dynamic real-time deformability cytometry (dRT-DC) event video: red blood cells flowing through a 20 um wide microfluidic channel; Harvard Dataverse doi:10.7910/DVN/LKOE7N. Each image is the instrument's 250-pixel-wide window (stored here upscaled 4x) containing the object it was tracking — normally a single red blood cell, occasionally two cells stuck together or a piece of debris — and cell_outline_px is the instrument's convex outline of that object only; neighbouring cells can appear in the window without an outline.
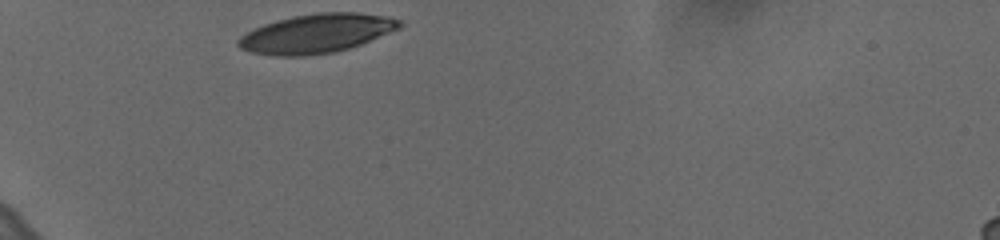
{"species": "human", "species_latin": "Homo sapiens", "temperature_condition": "cold", "stored_images_in_passage": 15, "camera_frame_rate_fps": 3000, "um_per_image_px": 0.085, "donor": {"sex": "female"}, "frame": {"image": 1, "passage_image": 1, "time_ms": 0.0, "image_size_px": [1000, 240], "cell_outline_px": [[404, 24], [400, 28], [360, 44], [348, 48], [332, 52], [304, 56], [276, 56], [252, 52], [240, 48], [236, 44], [236, 40], [244, 32], [252, 28], [276, 20], [292, 16], [320, 12], [360, 12], [388, 16], [400, 20]], "centroid_in_image_um": [26.87, 2.83], "position_along_channel_um": 58.1, "area_um2": 36.82}}
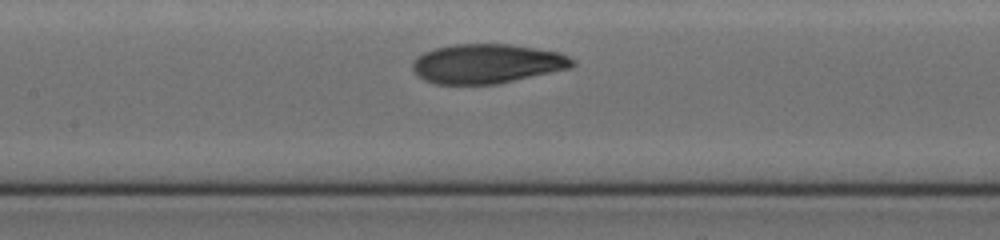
{"frame": {"image": 2, "passage_image": 11, "time_ms": 3.333, "image_size_px": [1000, 240], "cell_outline_px": [[576, 64], [568, 68], [496, 84], [436, 84], [424, 80], [416, 76], [412, 68], [412, 60], [416, 56], [432, 48], [452, 44], [512, 44], [560, 52], [576, 60]], "centroid_in_image_um": [41.34, 5.4], "position_along_channel_um": 166.1, "area_um2": 36.93}}
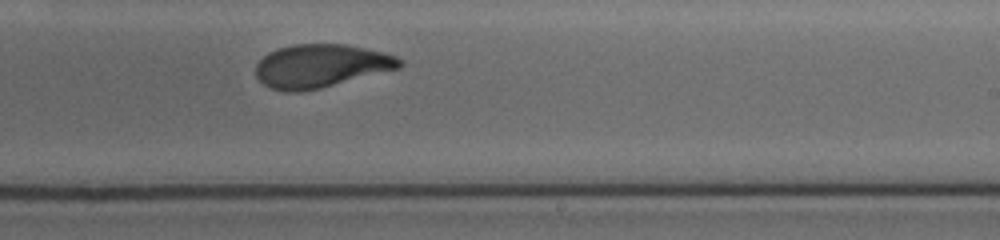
{"frame": {"image": 3, "passage_image": 15, "time_ms": 4.667, "image_size_px": [1000, 240], "cell_outline_px": [[404, 64], [400, 68], [320, 88], [300, 92], [284, 92], [268, 88], [256, 76], [256, 64], [268, 52], [276, 48], [296, 44], [344, 44], [384, 52], [396, 56], [404, 60]], "centroid_in_image_um": [27.27, 5.6], "position_along_channel_um": 261.7, "area_um2": 36.41}}